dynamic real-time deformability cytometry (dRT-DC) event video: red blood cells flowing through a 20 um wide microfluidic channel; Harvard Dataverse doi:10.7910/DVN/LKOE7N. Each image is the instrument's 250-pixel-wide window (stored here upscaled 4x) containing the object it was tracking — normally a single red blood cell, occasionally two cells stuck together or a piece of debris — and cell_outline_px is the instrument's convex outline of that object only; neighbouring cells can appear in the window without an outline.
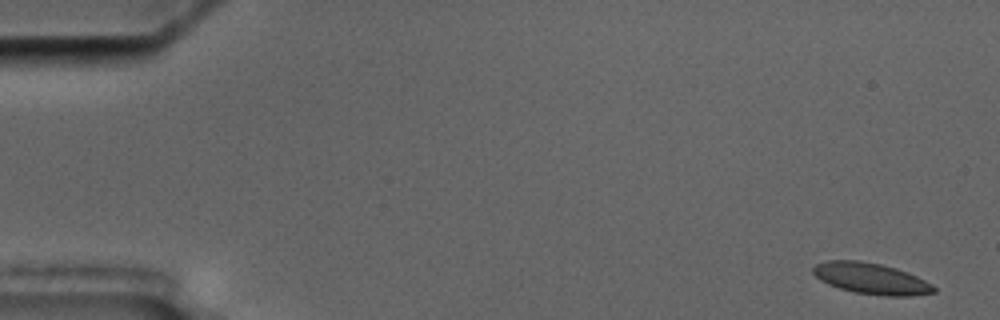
{"species": "common noctule bat (a hibernating species)", "species_latin": "Nyctalus noctula", "temperature_condition": "cold", "stored_images_in_passage": 5, "camera_frame_rate_fps": 3000, "um_per_image_px": 0.085, "animal": {"sex": "male", "body_mass_g": 17.5, "forearm_length_mm": 52.3}, "frame": {"image": 1, "passage_image": 1, "time_ms": 0.0, "image_size_px": [1000, 320], "cell_outline_px": [[936, 292], [912, 296], [884, 296], [856, 292], [840, 288], [828, 284], [820, 280], [812, 272], [812, 268], [816, 264], [828, 260], [860, 260], [880, 264], [896, 268], [908, 272], [932, 284], [936, 288]], "centroid_in_image_um": [74.05, 23.67], "position_along_channel_um": 10.9, "area_um2": 21.91}}